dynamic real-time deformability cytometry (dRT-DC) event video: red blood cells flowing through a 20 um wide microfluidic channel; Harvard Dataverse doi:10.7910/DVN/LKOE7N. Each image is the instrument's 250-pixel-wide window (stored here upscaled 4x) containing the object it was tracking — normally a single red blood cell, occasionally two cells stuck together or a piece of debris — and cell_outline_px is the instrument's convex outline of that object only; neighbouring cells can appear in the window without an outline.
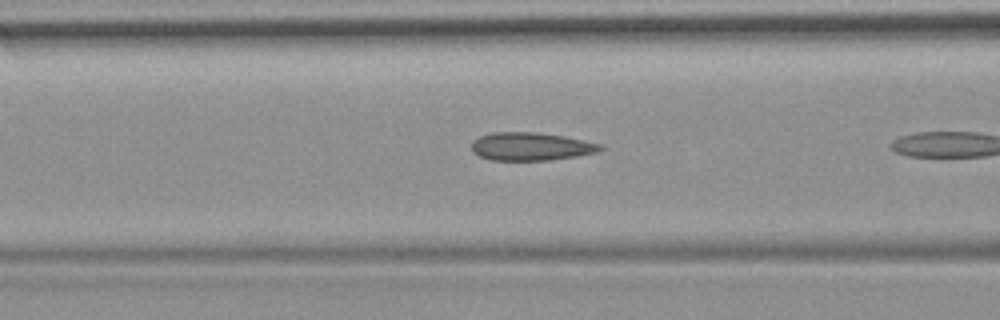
{"species": "common noctule bat (a hibernating species)", "species_latin": "Nyctalus noctula", "temperature_condition": "room temperature", "stored_images_in_passage": 6, "camera_frame_rate_fps": 3000, "um_per_image_px": 0.085, "animal": {"sex": "female", "body_mass_g": 19.9}, "frame": {"image": 1, "passage_image": 5, "time_ms": 1.333, "image_size_px": [1000, 320], "cell_outline_px": [[604, 148], [600, 152], [576, 156], [548, 160], [488, 160], [472, 152], [472, 140], [480, 136], [492, 132], [536, 132], [564, 136], [584, 140], [600, 144]], "centroid_in_image_um": [45.12, 12.45], "position_along_channel_um": 121.5, "area_um2": 21.15}}